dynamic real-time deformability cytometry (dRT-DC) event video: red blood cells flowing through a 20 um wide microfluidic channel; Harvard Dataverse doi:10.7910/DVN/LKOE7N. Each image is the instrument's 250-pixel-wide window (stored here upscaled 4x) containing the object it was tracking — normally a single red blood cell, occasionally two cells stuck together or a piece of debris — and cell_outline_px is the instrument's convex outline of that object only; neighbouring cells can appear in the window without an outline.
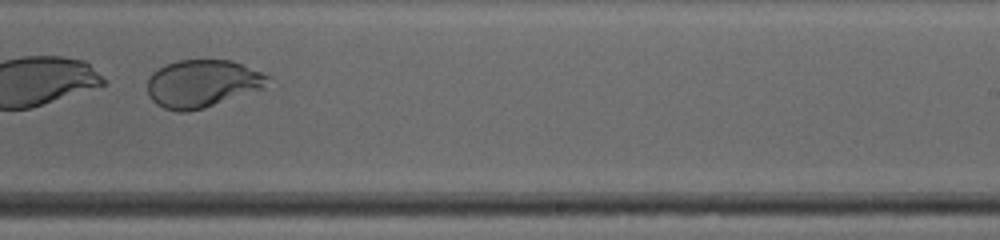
{"species": "human", "species_latin": "Homo sapiens", "temperature_condition": "cold", "stored_images_in_passage": 35, "segment_of_instrument_passage": [2, 2], "camera_frame_rate_fps": 3000, "um_per_image_px": 0.085, "donor": {"sex": "female"}, "frame": {"image": 1, "passage_image": 26, "time_ms": 8.333, "image_size_px": [1000, 240], "cell_outline_px": [[264, 76], [260, 84], [212, 104], [200, 108], [164, 108], [148, 92], [148, 80], [160, 68], [168, 64], [180, 60], [228, 60], [240, 64]], "centroid_in_image_um": [17.01, 7.03], "position_along_channel_um": 272.0, "area_um2": 29.82}}